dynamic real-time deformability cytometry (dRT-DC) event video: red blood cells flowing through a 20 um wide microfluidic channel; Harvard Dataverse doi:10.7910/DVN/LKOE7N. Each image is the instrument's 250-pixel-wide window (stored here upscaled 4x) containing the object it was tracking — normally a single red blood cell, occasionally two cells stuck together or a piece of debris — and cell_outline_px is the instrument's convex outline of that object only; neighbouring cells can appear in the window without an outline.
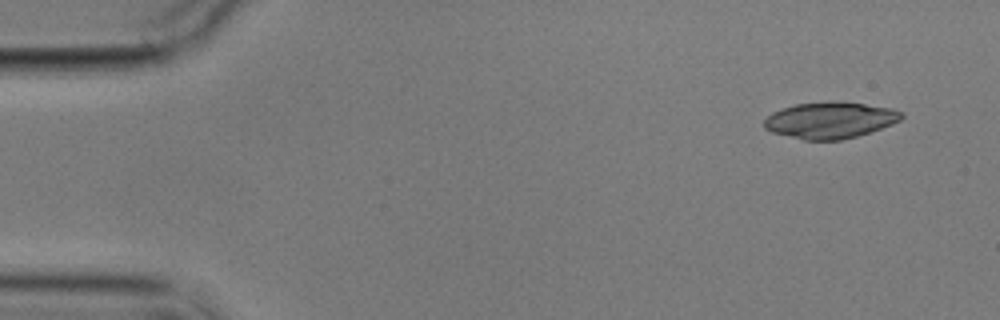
{"species": "common noctule bat (a hibernating species)", "species_latin": "Nyctalus noctula", "temperature_condition": "cold", "stored_images_in_passage": 4, "camera_frame_rate_fps": 3000, "um_per_image_px": 0.085, "animal": {"sex": "male", "body_mass_g": 17.9}, "frame": {"image": 1, "passage_image": 1, "time_ms": 0.0, "image_size_px": [1000, 320], "cell_outline_px": [[904, 116], [900, 120], [892, 124], [856, 136], [840, 140], [804, 140], [772, 132], [764, 128], [764, 120], [772, 112], [796, 104], [864, 104], [892, 108], [904, 112]], "centroid_in_image_um": [70.56, 10.25], "position_along_channel_um": 14.4, "area_um2": 28.09}}